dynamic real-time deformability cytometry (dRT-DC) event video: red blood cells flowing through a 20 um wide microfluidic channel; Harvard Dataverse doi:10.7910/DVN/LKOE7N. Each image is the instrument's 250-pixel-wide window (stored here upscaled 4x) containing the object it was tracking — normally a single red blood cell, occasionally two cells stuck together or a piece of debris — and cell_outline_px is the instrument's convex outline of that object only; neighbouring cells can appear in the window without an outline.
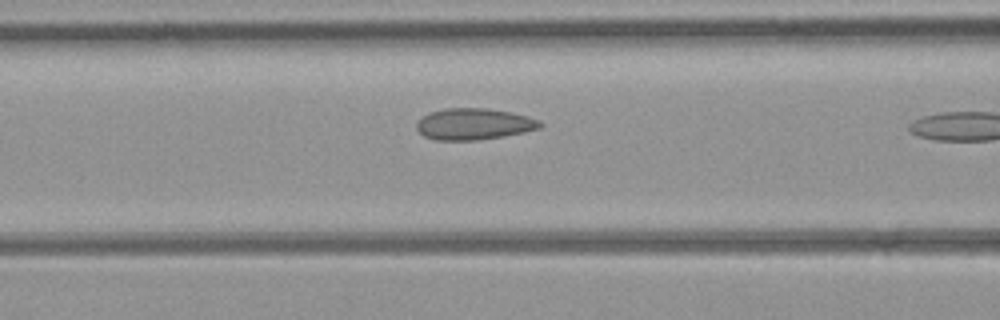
{"species": "common noctule bat (a hibernating species)", "species_latin": "Nyctalus noctula", "temperature_condition": "room temperature", "stored_images_in_passage": 9, "camera_frame_rate_fps": 3000, "um_per_image_px": 0.085, "animal": {"sex": "female", "body_mass_g": 21.9}, "frame": {"image": 1, "passage_image": 8, "time_ms": 2.333, "image_size_px": [1000, 320], "cell_outline_px": [[544, 124], [540, 128], [504, 136], [476, 140], [436, 140], [424, 136], [416, 128], [416, 124], [424, 116], [432, 112], [448, 108], [488, 108], [512, 112], [528, 116], [540, 120]], "centroid_in_image_um": [40.32, 10.54], "position_along_channel_um": 126.3, "area_um2": 22.48}}